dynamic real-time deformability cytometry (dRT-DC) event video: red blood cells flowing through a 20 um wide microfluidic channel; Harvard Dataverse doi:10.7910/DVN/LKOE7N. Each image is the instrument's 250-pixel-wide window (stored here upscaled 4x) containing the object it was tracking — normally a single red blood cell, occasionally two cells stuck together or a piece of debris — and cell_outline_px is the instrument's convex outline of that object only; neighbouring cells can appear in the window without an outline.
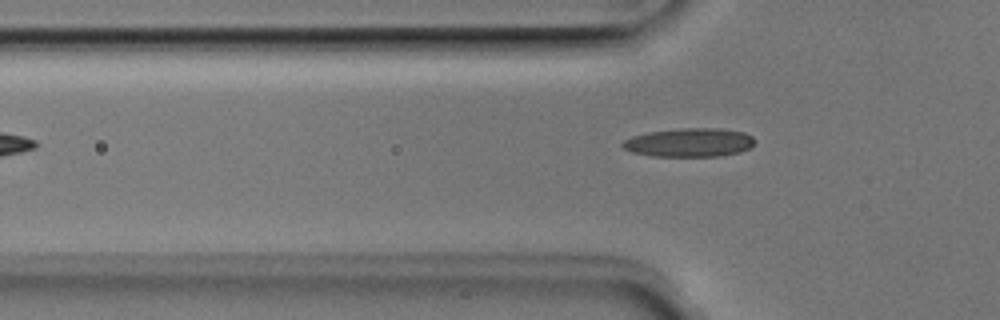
{"species": "Egyptian fruit bat (a non-hibernating species)", "species_latin": "Rousettus aegyptiacus", "temperature_condition": "room temperature", "stored_images_in_passage": 6, "camera_frame_rate_fps": 3000, "um_per_image_px": 0.085, "animal": {"sex": "male"}, "frame": {"image": 1, "passage_image": 6, "time_ms": 1.667, "image_size_px": [1000, 320], "cell_outline_px": [[756, 140], [748, 148], [740, 152], [720, 156], [652, 156], [632, 152], [624, 148], [620, 144], [624, 140], [632, 136], [648, 132], [680, 128], [716, 128], [744, 132], [752, 136]], "centroid_in_image_um": [58.58, 12.11], "position_along_channel_um": 67.2, "area_um2": 22.08}}